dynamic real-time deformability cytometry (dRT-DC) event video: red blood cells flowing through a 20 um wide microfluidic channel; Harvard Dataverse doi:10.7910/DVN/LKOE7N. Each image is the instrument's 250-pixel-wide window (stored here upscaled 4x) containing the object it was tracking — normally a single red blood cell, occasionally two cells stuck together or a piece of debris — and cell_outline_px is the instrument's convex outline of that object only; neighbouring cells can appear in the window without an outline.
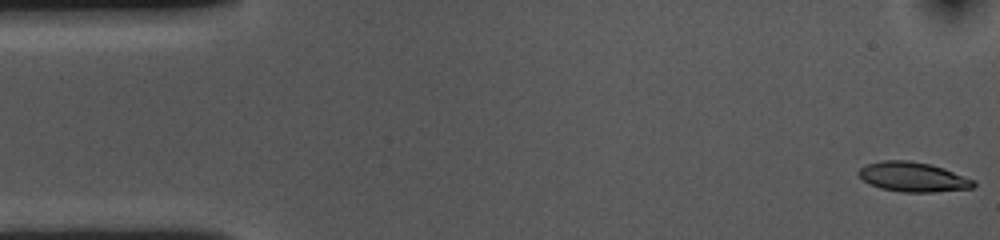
{"species": "common noctule bat (a hibernating species)", "species_latin": "Nyctalus noctula", "temperature_condition": "cold", "stored_images_in_passage": 54, "camera_frame_rate_fps": 3000, "um_per_image_px": 0.085, "animal": {"sex": "female", "body_mass_g": 10.0, "forearm_length_mm": 53.1}, "frame": {"image": 1, "passage_image": 1, "time_ms": 0.0, "image_size_px": [1000, 240], "cell_outline_px": [[976, 184], [972, 188], [936, 192], [900, 192], [880, 188], [864, 180], [856, 172], [864, 164], [884, 160], [908, 160], [928, 164], [944, 168], [976, 180]], "centroid_in_image_um": [77.62, 15.04], "position_along_channel_um": 7.4, "area_um2": 19.94}}
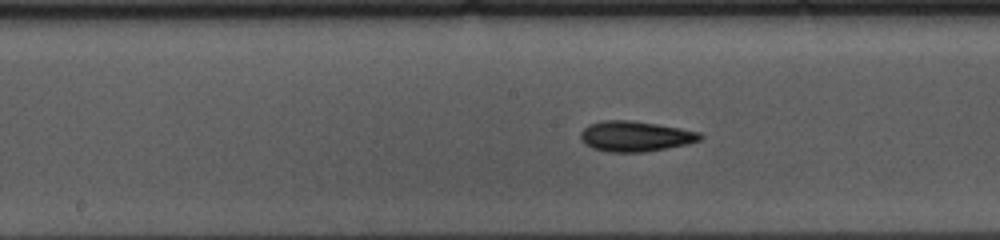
{"frame": {"image": 2, "passage_image": 26, "time_ms": 8.333, "image_size_px": [1000, 240], "cell_outline_px": [[704, 136], [700, 140], [688, 144], [644, 152], [608, 152], [592, 148], [584, 144], [580, 140], [580, 132], [588, 124], [604, 120], [632, 120], [680, 128], [700, 132]], "centroid_in_image_um": [53.97, 11.58], "position_along_channel_um": 194.2, "area_um2": 21.33}}
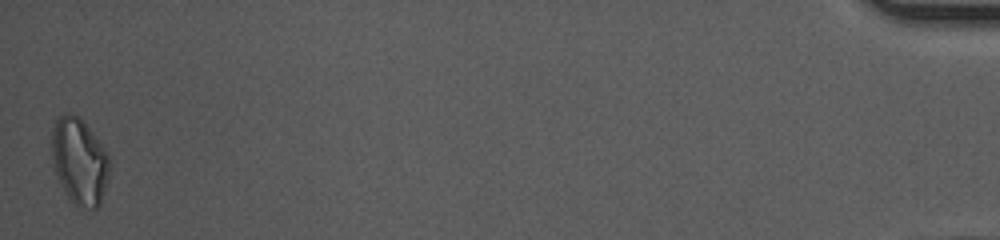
{"frame": {"image": 3, "passage_image": 54, "time_ms": 17.667, "image_size_px": [1000, 240], "cell_outline_px": [[112, 164], [100, 204], [96, 208], [80, 208], [68, 196], [56, 172], [52, 156], [52, 128], [56, 120], [64, 112], [72, 112], [80, 116], [84, 120], [108, 152]], "centroid_in_image_um": [6.79, 13.64], "position_along_channel_um": 428.4, "area_um2": 29.25}, "authors_computed_cell_mechanics": {"area_um2": 20.1144, "velocity_mm_per_s": 3.5879, "shape_relaxation_time_tau1_ms": 3.4216, "shape_relaxation_time_tau2_ms": 2.4762, "deformation_change_tau1": 0.1431, "deformation_change_tau2": 0.1019}}